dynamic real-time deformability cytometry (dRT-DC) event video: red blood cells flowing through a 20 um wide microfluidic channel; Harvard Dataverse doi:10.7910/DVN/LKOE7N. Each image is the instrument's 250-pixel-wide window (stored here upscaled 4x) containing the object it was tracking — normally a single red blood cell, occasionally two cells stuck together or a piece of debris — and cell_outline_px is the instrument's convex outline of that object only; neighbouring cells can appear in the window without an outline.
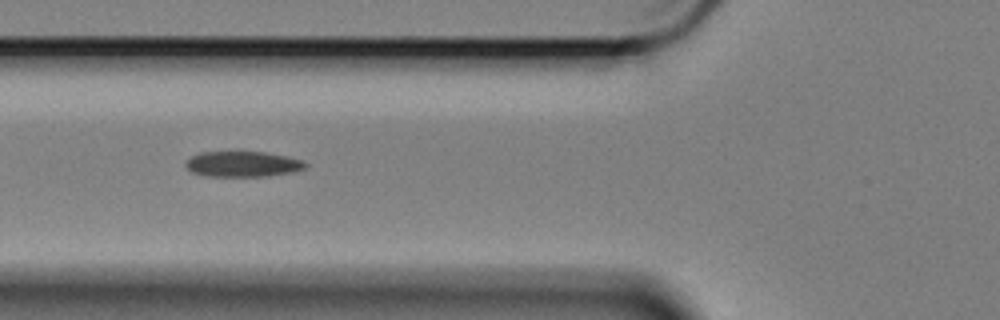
{"species": "Egyptian fruit bat (a non-hibernating species)", "species_latin": "Rousettus aegyptiacus", "temperature_condition": "cold", "stored_images_in_passage": 42, "camera_frame_rate_fps": 3000, "um_per_image_px": 0.085, "animal": {"sex": "female"}, "frame": {"image": 1, "passage_image": 9, "time_ms": 2.667, "image_size_px": [1000, 320], "cell_outline_px": [[308, 164], [304, 168], [288, 172], [268, 176], [204, 176], [192, 172], [184, 164], [192, 156], [200, 152], [264, 152], [288, 156], [300, 160]], "centroid_in_image_um": [20.6, 13.94], "position_along_channel_um": 105.2, "area_um2": 17.57}}
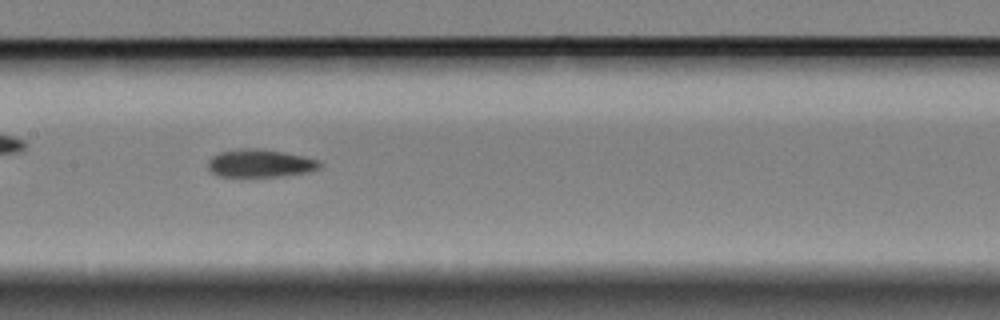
{"frame": {"image": 2, "passage_image": 16, "time_ms": 5.0, "image_size_px": [1000, 320], "cell_outline_px": [[320, 168], [308, 172], [280, 176], [216, 176], [208, 168], [208, 160], [212, 156], [220, 152], [256, 148], [280, 152], [300, 156], [316, 160], [320, 164]], "centroid_in_image_um": [22.06, 13.9], "position_along_channel_um": 185.3, "area_um2": 17.57}}
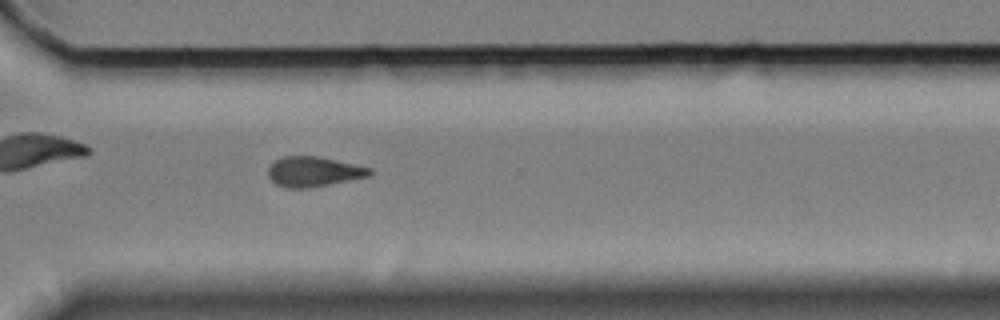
{"frame": {"image": 3, "passage_image": 30, "time_ms": 9.667, "image_size_px": [1000, 320], "cell_outline_px": [[376, 172], [368, 176], [312, 188], [284, 188], [276, 184], [268, 176], [268, 168], [276, 160], [284, 156], [316, 156], [336, 160], [372, 168]], "centroid_in_image_um": [26.67, 14.6], "position_along_channel_um": 343.9, "area_um2": 17.8}}